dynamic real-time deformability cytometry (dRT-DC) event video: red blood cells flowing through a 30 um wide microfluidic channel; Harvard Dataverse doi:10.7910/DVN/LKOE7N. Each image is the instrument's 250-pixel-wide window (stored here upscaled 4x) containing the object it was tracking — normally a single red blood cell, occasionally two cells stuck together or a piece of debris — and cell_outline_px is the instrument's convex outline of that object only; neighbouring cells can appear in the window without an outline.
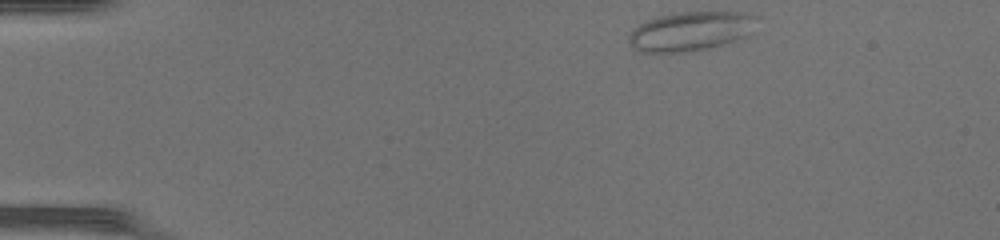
{"species": "common noctule bat (a hibernating species)", "species_latin": "Nyctalus noctula", "temperature_condition": "warm", "stored_images_in_passage": 41, "camera_frame_rate_fps": 3000, "um_per_image_px": 0.085, "animal": {"sex": "female", "body_mass_g": 17.0, "forearm_length_mm": 48.0}, "frame": {"image": 1, "passage_image": 1, "time_ms": 0.0, "image_size_px": [1000, 240], "cell_outline_px": [[760, 16], [756, 32], [748, 36], [736, 40], [708, 48], [680, 52], [640, 52], [628, 40], [628, 36], [640, 24], [648, 20], [660, 16], [680, 12], [748, 12]], "centroid_in_image_um": [58.85, 2.63], "position_along_channel_um": 26.1, "area_um2": 29.42}}
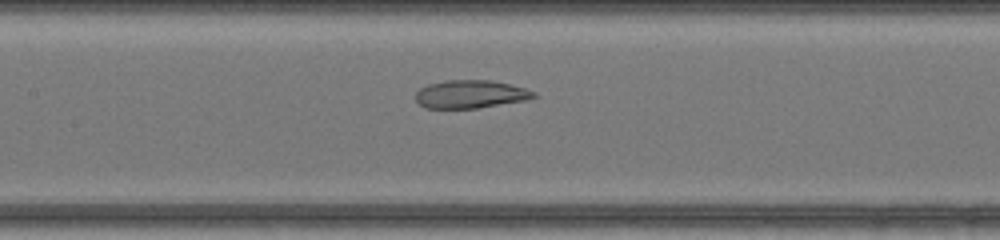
{"frame": {"image": 2, "passage_image": 17, "time_ms": 5.333, "image_size_px": [1000, 240], "cell_outline_px": [[536, 96], [524, 100], [476, 108], [424, 108], [416, 100], [416, 92], [420, 88], [428, 84], [444, 80], [492, 80], [524, 88], [536, 92]], "centroid_in_image_um": [39.95, 8.0], "position_along_channel_um": 167.5, "area_um2": 19.13}}
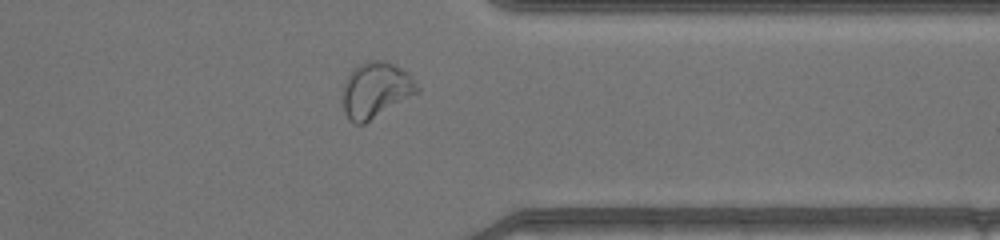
{"frame": {"image": 3, "passage_image": 32, "time_ms": 10.333, "image_size_px": [1000, 240], "cell_outline_px": [[420, 92], [364, 124], [356, 124], [344, 112], [344, 80], [352, 68], [368, 60], [384, 60], [408, 72], [412, 76], [420, 88]], "centroid_in_image_um": [31.97, 7.63], "position_along_channel_um": 379.4, "area_um2": 24.16}, "authors_computed_cell_mechanics": {"area_um2": 24.1604, "velocity_mm_per_s": 4.323, "shape_relaxation_time_tau1_ms": null, "shape_relaxation_time_tau2_ms": 1.3263, "deformation_change_tau1": null, "deformation_change_tau2": 0.0742}}